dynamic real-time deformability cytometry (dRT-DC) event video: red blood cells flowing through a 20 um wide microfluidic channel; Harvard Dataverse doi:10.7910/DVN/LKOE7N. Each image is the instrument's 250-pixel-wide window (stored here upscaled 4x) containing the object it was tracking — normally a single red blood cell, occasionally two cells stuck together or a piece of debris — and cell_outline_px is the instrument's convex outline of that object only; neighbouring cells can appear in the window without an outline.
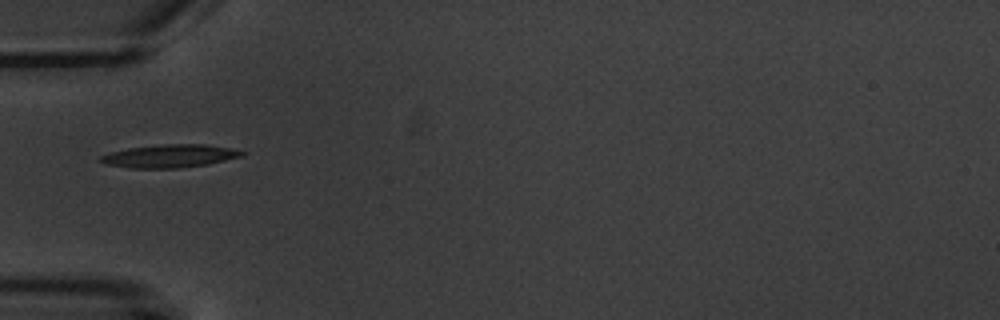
{"species": "common noctule bat (a hibernating species)", "species_latin": "Nyctalus noctula", "temperature_condition": "warm", "stored_images_in_passage": 1, "camera_frame_rate_fps": 3000, "um_per_image_px": 0.085, "animal": {"sex": "male", "body_mass_g": 20.1, "forearm_length_mm": 53.5}, "frame": {"image": 1, "passage_image": 1, "time_ms": 0.0, "image_size_px": [1000, 320], "cell_outline_px": [[248, 152], [244, 156], [208, 164], [176, 168], [128, 168], [104, 164], [100, 160], [100, 156], [108, 152], [128, 148], [164, 144], [204, 144], [232, 148]], "centroid_in_image_um": [14.44, 13.26], "position_along_channel_um": 70.6, "area_um2": 19.13}}